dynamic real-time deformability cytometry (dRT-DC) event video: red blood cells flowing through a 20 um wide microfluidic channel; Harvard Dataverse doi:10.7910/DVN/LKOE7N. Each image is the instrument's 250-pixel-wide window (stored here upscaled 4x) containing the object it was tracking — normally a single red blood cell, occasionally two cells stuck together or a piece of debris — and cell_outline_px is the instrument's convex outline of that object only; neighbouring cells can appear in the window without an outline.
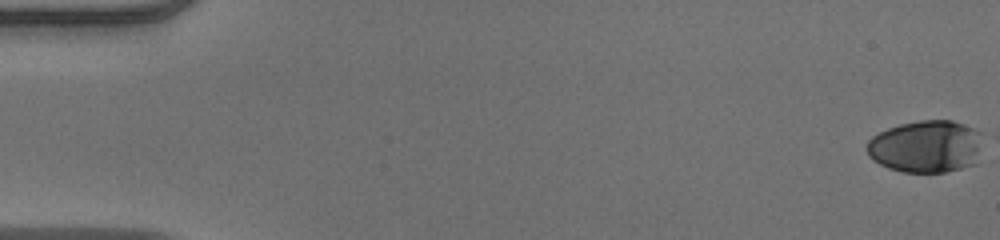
{"species": "human", "species_latin": "Homo sapiens", "temperature_condition": "warm", "stored_images_in_passage": 53, "camera_frame_rate_fps": 3000, "um_per_image_px": 0.085, "donor": {"sex": "male"}, "frame": {"image": 1, "passage_image": 1, "time_ms": 0.0, "image_size_px": [1000, 240], "cell_outline_px": [[984, 136], [976, 164], [944, 172], [904, 172], [888, 168], [872, 160], [868, 156], [864, 148], [868, 140], [872, 136], [888, 128], [900, 124], [920, 120], [952, 120], [984, 132]], "centroid_in_image_um": [78.72, 12.44], "position_along_channel_um": 6.3, "area_um2": 35.95}}
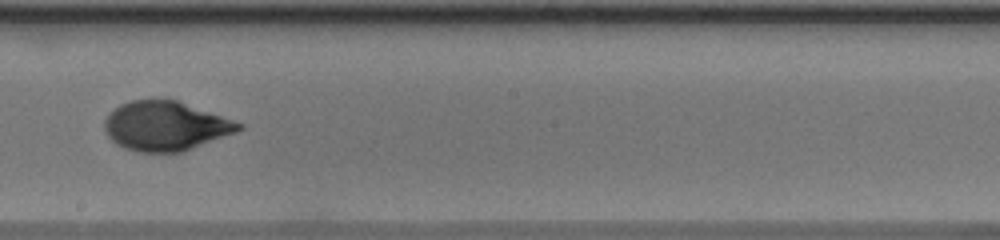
{"frame": {"image": 2, "passage_image": 31, "time_ms": 10.0, "image_size_px": [1000, 240], "cell_outline_px": [[244, 128], [236, 132], [180, 152], [140, 152], [128, 148], [112, 140], [108, 136], [104, 128], [104, 120], [120, 104], [128, 100], [176, 100], [244, 124]], "centroid_in_image_um": [14.07, 10.7], "position_along_channel_um": 234.1, "area_um2": 37.8}}
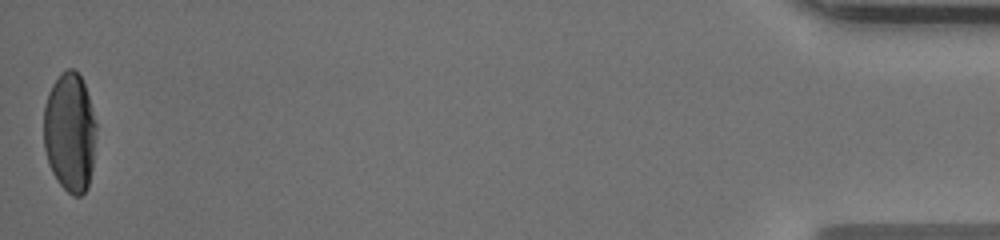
{"frame": {"image": 3, "passage_image": 53, "time_ms": 17.333, "image_size_px": [1000, 240], "cell_outline_px": [[96, 128], [92, 168], [88, 188], [80, 196], [72, 196], [60, 184], [52, 172], [44, 148], [44, 104], [48, 92], [52, 84], [60, 72], [68, 68], [72, 68], [80, 76], [84, 84], [92, 108], [96, 124]], "centroid_in_image_um": [5.93, 11.23], "position_along_channel_um": 429.3, "area_um2": 36.59}, "authors_computed_cell_mechanics": {"area_um2": 37.6856, "velocity_mm_per_s": 3.9503, "shape_relaxation_time_tau1_ms": 5.0592, "shape_relaxation_time_tau2_ms": null, "deformation_change_tau1": 0.2479, "deformation_change_tau2": null}}